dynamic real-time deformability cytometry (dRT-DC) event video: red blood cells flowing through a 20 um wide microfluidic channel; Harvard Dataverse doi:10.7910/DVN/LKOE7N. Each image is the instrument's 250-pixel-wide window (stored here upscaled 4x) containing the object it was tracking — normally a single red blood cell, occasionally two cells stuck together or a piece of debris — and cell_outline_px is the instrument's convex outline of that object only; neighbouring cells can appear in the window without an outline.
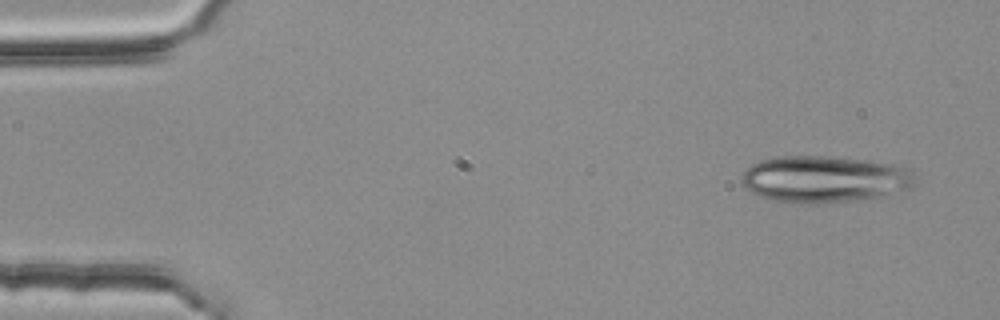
{"species": "common noctule bat (a hibernating species)", "species_latin": "Nyctalus noctula", "temperature_condition": "room temperature", "stored_images_in_passage": 3, "camera_frame_rate_fps": 3000, "um_per_image_px": 0.085, "animal": {"sex": "female", "body_mass_g": 25.1}, "frame": {"image": 1, "passage_image": 1, "time_ms": 0.0, "image_size_px": [1000, 320], "cell_outline_px": [[912, 184], [908, 188], [880, 196], [852, 200], [812, 204], [796, 204], [772, 200], [760, 196], [752, 192], [740, 180], [740, 176], [752, 164], [760, 160], [776, 156], [828, 156], [872, 160], [892, 164], [908, 168], [912, 172]], "centroid_in_image_um": [70.01, 15.21], "position_along_channel_um": 15.0, "area_um2": 47.05}}